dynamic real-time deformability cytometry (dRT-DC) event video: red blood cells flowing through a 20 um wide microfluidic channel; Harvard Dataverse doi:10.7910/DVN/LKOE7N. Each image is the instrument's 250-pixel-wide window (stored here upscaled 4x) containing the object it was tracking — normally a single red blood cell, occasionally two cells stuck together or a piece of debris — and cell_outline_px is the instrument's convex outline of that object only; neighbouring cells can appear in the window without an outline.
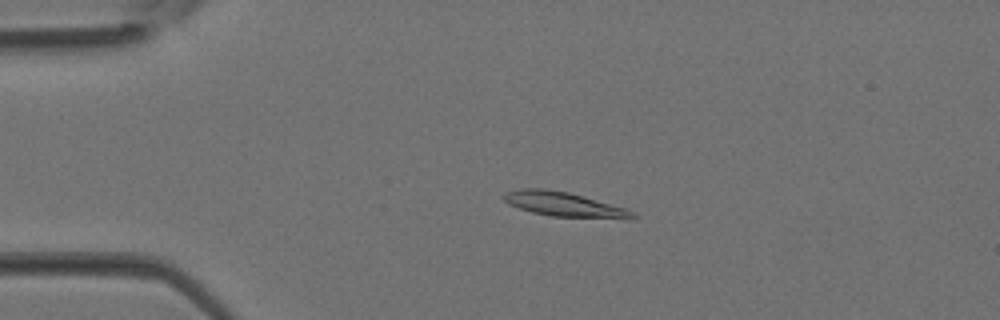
{"species": "Egyptian fruit bat (a non-hibernating species)", "species_latin": "Rousettus aegyptiacus", "temperature_condition": "room temperature", "stored_images_in_passage": 3, "camera_frame_rate_fps": 3000, "um_per_image_px": 0.085, "animal": {"sex": "female"}, "frame": {"image": 1, "passage_image": 3, "time_ms": 0.667, "image_size_px": [1000, 320], "cell_outline_px": [[636, 216], [628, 220], [552, 216], [532, 212], [508, 204], [500, 196], [504, 192], [520, 188], [544, 188], [568, 192], [624, 208], [636, 212]], "centroid_in_image_um": [47.94, 17.38], "position_along_channel_um": 37.1, "area_um2": 18.61}}